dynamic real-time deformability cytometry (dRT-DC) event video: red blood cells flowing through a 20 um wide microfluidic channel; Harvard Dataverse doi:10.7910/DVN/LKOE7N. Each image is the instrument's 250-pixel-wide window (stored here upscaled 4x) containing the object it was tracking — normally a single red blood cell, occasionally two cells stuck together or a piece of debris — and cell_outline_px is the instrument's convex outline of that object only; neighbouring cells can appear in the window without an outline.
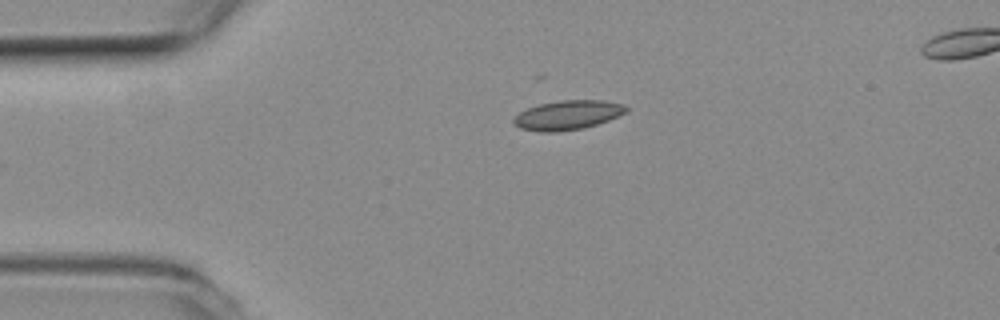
{"species": "common noctule bat (a hibernating species)", "species_latin": "Nyctalus noctula", "temperature_condition": "room temperature", "stored_images_in_passage": 2, "segment_of_instrument_passage": [1, 2], "camera_frame_rate_fps": 3000, "um_per_image_px": 0.085, "animal": {"sex": "female", "body_mass_g": 19.3, "forearm_length_mm": 54.1}, "frame": {"image": 1, "passage_image": 1, "time_ms": 0.0, "image_size_px": [1000, 320], "cell_outline_px": [[628, 112], [608, 120], [584, 128], [556, 132], [540, 132], [520, 128], [512, 120], [520, 112], [528, 108], [540, 104], [560, 100], [604, 100], [624, 104], [628, 108]], "centroid_in_image_um": [48.29, 9.78], "position_along_channel_um": 36.7, "area_um2": 19.19}}